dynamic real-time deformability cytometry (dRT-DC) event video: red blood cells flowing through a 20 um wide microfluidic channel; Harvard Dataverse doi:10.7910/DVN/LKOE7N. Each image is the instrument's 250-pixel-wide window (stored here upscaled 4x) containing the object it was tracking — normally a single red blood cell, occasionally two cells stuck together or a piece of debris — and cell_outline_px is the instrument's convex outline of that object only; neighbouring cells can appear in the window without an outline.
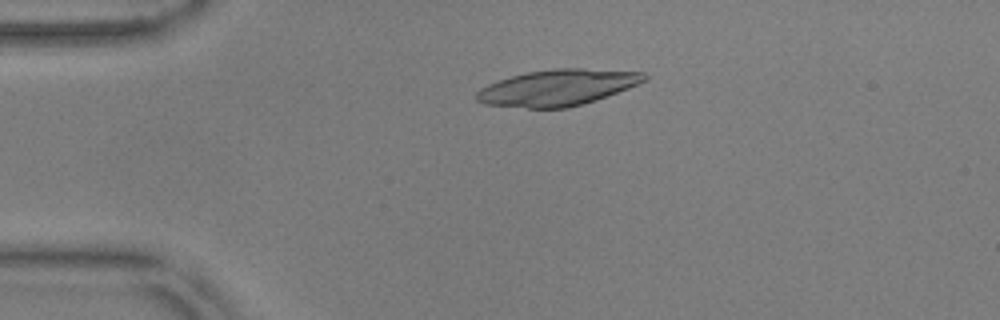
{"species": "common noctule bat (a hibernating species)", "species_latin": "Nyctalus noctula", "temperature_condition": "warm", "stored_images_in_passage": 51, "camera_frame_rate_fps": 3000, "um_per_image_px": 0.085, "animal": {"sex": "male", "body_mass_g": 17.9, "forearm_length_mm": 54.2}, "frame": {"image": 1, "passage_image": 9, "time_ms": 2.667, "image_size_px": [1000, 320], "cell_outline_px": [[648, 76], [644, 80], [628, 88], [596, 100], [584, 104], [568, 108], [528, 108], [484, 104], [476, 100], [476, 92], [480, 88], [488, 84], [512, 76], [528, 72], [552, 68], [580, 68], [644, 72]], "centroid_in_image_um": [47.37, 7.45], "position_along_channel_um": 37.6, "area_um2": 35.2}}
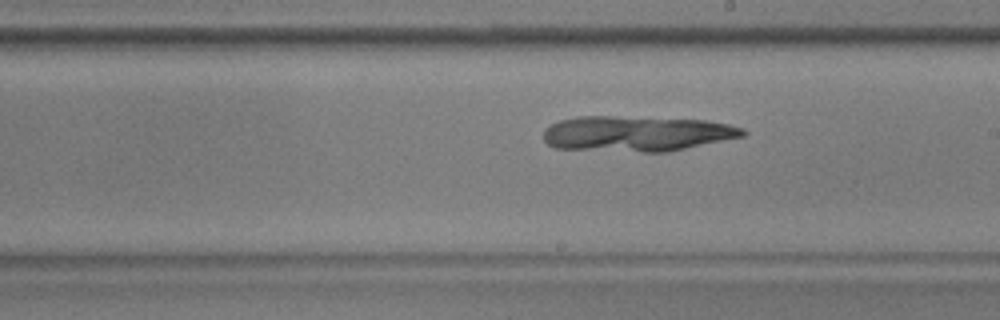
{"frame": {"image": 2, "passage_image": 28, "time_ms": 9.0, "image_size_px": [1000, 320], "cell_outline_px": [[748, 132], [744, 136], [668, 152], [644, 152], [552, 148], [544, 140], [544, 128], [560, 120], [576, 116], [612, 116], [704, 120], [728, 124], [744, 128]], "centroid_in_image_um": [54.11, 11.36], "position_along_channel_um": 234.9, "area_um2": 41.27}}
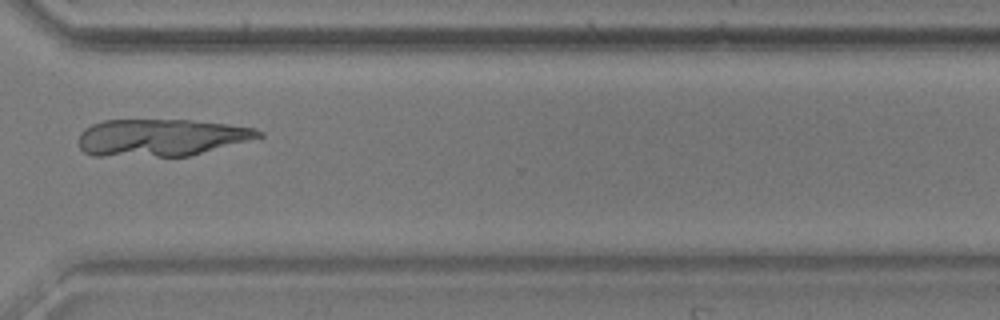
{"frame": {"image": 3, "passage_image": 38, "time_ms": 12.333, "image_size_px": [1000, 320], "cell_outline_px": [[264, 136], [188, 156], [92, 156], [84, 152], [80, 148], [76, 140], [80, 132], [84, 128], [92, 124], [104, 120], [188, 120], [228, 124], [256, 128], [264, 132]], "centroid_in_image_um": [13.63, 11.69], "position_along_channel_um": 357.0, "area_um2": 39.13}}